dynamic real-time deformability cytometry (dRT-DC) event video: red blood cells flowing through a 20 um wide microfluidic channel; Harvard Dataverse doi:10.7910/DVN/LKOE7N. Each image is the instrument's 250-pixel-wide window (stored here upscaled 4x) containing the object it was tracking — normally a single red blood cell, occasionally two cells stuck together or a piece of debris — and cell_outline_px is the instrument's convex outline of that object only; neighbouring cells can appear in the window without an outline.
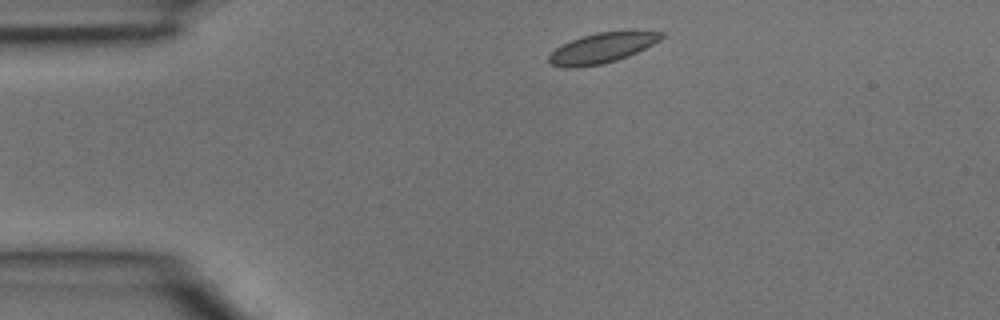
{"species": "common noctule bat (a hibernating species)", "species_latin": "Nyctalus noctula", "temperature_condition": "room temperature", "stored_images_in_passage": 3, "camera_frame_rate_fps": 3000, "um_per_image_px": 0.085, "animal": {"sex": "male", "body_mass_g": 15.6}, "frame": {"image": 1, "passage_image": 1, "time_ms": 0.0, "image_size_px": [1000, 320], "cell_outline_px": [[664, 36], [660, 40], [628, 56], [604, 64], [576, 68], [564, 68], [552, 64], [548, 60], [548, 56], [556, 48], [572, 40], [596, 32], [664, 32]], "centroid_in_image_um": [51.12, 4.11], "position_along_channel_um": 33.9, "area_um2": 19.31}}